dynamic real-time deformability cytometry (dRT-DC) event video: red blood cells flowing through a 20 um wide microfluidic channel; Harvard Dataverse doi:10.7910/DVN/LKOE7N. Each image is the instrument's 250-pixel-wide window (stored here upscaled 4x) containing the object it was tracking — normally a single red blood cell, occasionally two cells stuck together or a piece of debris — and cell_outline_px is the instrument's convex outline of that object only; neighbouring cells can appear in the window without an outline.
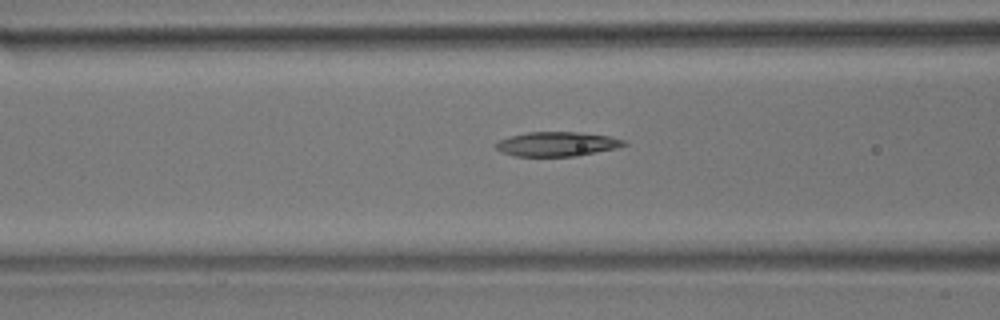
{"species": "common noctule bat (a hibernating species)", "species_latin": "Nyctalus noctula", "temperature_condition": "room temperature", "stored_images_in_passage": 15, "camera_frame_rate_fps": 3000, "um_per_image_px": 0.085, "animal": {"sex": "male", "body_mass_g": 17.9}, "frame": {"image": 1, "passage_image": 13, "time_ms": 4.0, "image_size_px": [1000, 320], "cell_outline_px": [[628, 144], [616, 148], [576, 156], [516, 156], [500, 152], [492, 144], [496, 140], [508, 136], [528, 132], [580, 132], [608, 136], [624, 140]], "centroid_in_image_um": [47.27, 12.24], "position_along_channel_um": 119.3, "area_um2": 18.38}}